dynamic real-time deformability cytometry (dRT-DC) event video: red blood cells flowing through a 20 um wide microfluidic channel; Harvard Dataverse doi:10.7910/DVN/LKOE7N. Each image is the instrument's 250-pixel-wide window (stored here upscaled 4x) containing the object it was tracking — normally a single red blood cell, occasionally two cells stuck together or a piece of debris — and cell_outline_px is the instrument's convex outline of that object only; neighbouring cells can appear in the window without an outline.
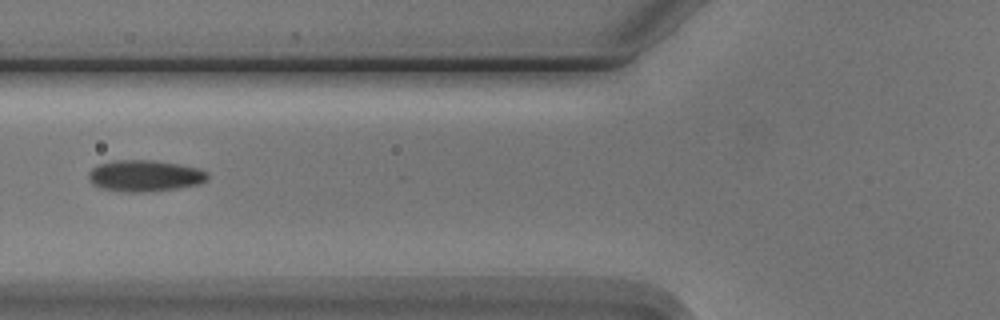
{"species": "Egyptian fruit bat (a non-hibernating species)", "species_latin": "Rousettus aegyptiacus", "temperature_condition": "cold", "stored_images_in_passage": 7, "camera_frame_rate_fps": 3000, "um_per_image_px": 0.085, "animal": {"sex": "male"}, "frame": {"image": 1, "passage_image": 4, "time_ms": 4.333, "image_size_px": [1000, 320], "cell_outline_px": [[208, 176], [200, 184], [176, 188], [140, 192], [132, 192], [104, 188], [88, 180], [88, 172], [96, 164], [112, 160], [152, 160], [200, 168], [208, 172]], "centroid_in_image_um": [12.29, 14.92], "position_along_channel_um": 113.5, "area_um2": 21.5}}
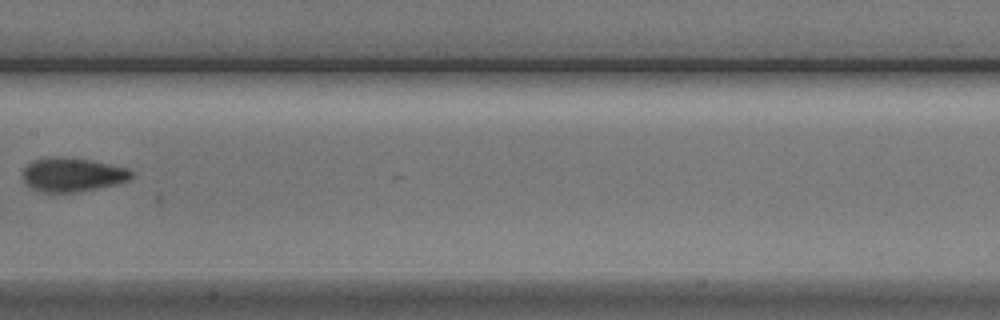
{"frame": {"image": 2, "passage_image": 6, "time_ms": 6.667, "image_size_px": [1000, 320], "cell_outline_px": [[132, 176], [128, 180], [116, 184], [76, 192], [40, 192], [32, 188], [24, 180], [24, 168], [28, 164], [36, 160], [48, 156], [60, 156], [92, 160], [128, 168], [132, 172]], "centroid_in_image_um": [6.16, 14.83], "position_along_channel_um": 201.2, "area_um2": 21.33}}
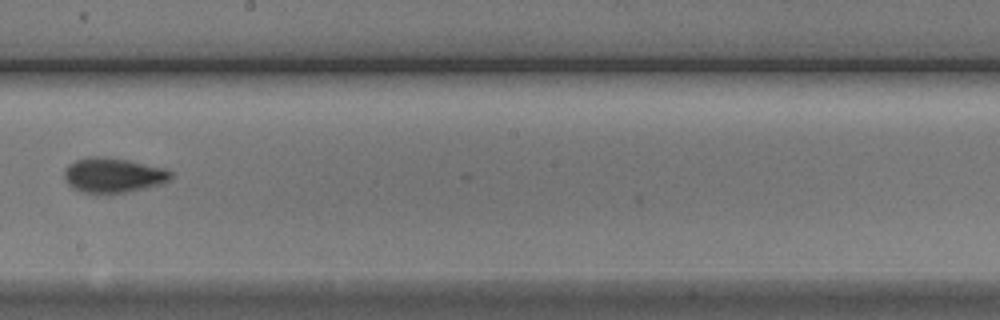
{"frame": {"image": 3, "passage_image": 7, "time_ms": 7.667, "image_size_px": [1000, 320], "cell_outline_px": [[172, 176], [168, 180], [160, 184], [124, 192], [84, 192], [72, 188], [68, 184], [64, 176], [64, 168], [68, 164], [76, 160], [88, 156], [100, 156], [128, 160], [164, 168], [172, 172]], "centroid_in_image_um": [9.58, 14.86], "position_along_channel_um": 238.6, "area_um2": 21.27}}